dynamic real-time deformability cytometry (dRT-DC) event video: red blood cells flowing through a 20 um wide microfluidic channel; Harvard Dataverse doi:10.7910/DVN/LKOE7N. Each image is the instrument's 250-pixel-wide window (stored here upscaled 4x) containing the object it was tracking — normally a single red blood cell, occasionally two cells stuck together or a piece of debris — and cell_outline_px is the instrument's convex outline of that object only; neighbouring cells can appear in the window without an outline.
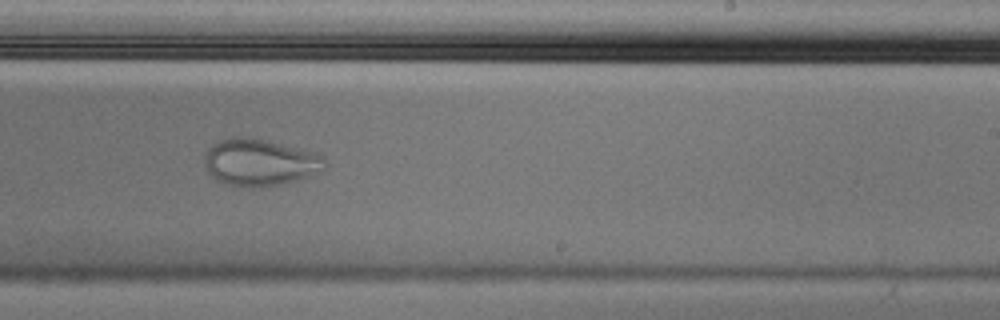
{"species": "Egyptian fruit bat (a non-hibernating species)", "species_latin": "Rousettus aegyptiacus", "temperature_condition": "cold", "stored_images_in_passage": 50, "camera_frame_rate_fps": 3000, "um_per_image_px": 0.085, "animal": {"sex": "male"}, "frame": {"image": 1, "passage_image": 29, "time_ms": 9.333, "image_size_px": [1000, 320], "cell_outline_px": [[328, 164], [320, 172], [296, 180], [280, 184], [252, 188], [224, 184], [216, 180], [208, 172], [204, 164], [204, 156], [208, 148], [212, 144], [220, 140], [232, 136], [248, 136], [268, 140], [316, 152], [324, 156]], "centroid_in_image_um": [22.08, 13.78], "position_along_channel_um": 266.9, "area_um2": 33.47}}